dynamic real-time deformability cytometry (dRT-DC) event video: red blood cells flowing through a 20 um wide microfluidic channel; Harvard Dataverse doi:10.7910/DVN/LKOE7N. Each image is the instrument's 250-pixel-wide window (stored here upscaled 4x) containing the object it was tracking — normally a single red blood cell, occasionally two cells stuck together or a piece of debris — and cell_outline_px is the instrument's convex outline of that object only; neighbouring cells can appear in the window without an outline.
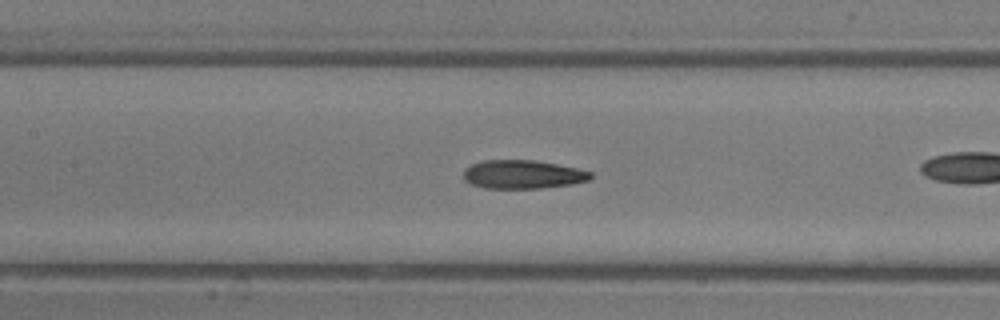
{"species": "common noctule bat (a hibernating species)", "species_latin": "Nyctalus noctula", "temperature_condition": "room temperature", "stored_images_in_passage": 21, "camera_frame_rate_fps": 3000, "um_per_image_px": 0.085, "animal": {"sex": "male", "body_mass_g": 13.3}, "frame": {"image": 1, "passage_image": 7, "time_ms": 2.0, "image_size_px": [1000, 320], "cell_outline_px": [[592, 176], [588, 180], [572, 184], [540, 188], [484, 188], [472, 184], [464, 180], [464, 168], [472, 164], [484, 160], [536, 160], [576, 168], [592, 172]], "centroid_in_image_um": [44.41, 14.82], "position_along_channel_um": 163.0, "area_um2": 21.1}}
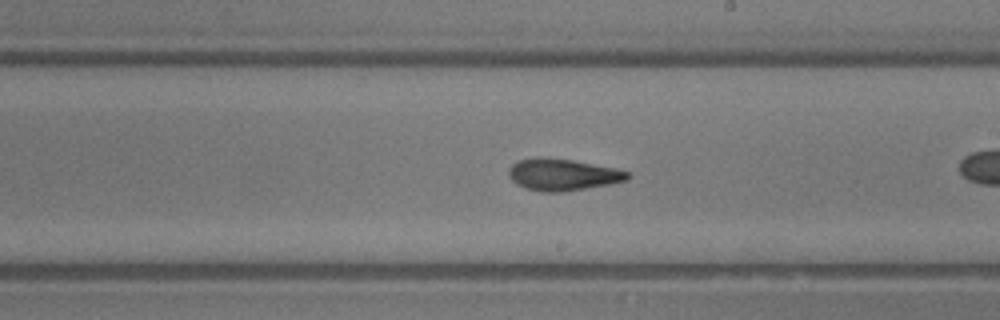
{"frame": {"image": 2, "passage_image": 12, "time_ms": 3.667, "image_size_px": [1000, 320], "cell_outline_px": [[628, 180], [608, 184], [564, 192], [540, 192], [524, 188], [516, 184], [512, 180], [508, 172], [508, 168], [512, 164], [520, 160], [536, 156], [540, 156], [572, 160], [612, 168], [628, 172]], "centroid_in_image_um": [47.75, 14.85], "position_along_channel_um": 241.3, "area_um2": 21.91}}
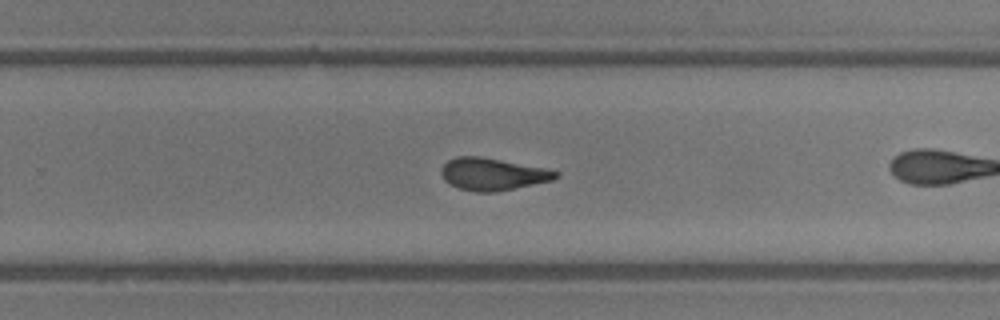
{"frame": {"image": 3, "passage_image": 15, "time_ms": 4.667, "image_size_px": [1000, 320], "cell_outline_px": [[560, 176], [552, 180], [496, 192], [476, 192], [456, 188], [444, 180], [440, 172], [444, 164], [448, 160], [456, 156], [480, 156], [544, 168], [560, 172]], "centroid_in_image_um": [41.84, 14.8], "position_along_channel_um": 288.0, "area_um2": 21.5}}